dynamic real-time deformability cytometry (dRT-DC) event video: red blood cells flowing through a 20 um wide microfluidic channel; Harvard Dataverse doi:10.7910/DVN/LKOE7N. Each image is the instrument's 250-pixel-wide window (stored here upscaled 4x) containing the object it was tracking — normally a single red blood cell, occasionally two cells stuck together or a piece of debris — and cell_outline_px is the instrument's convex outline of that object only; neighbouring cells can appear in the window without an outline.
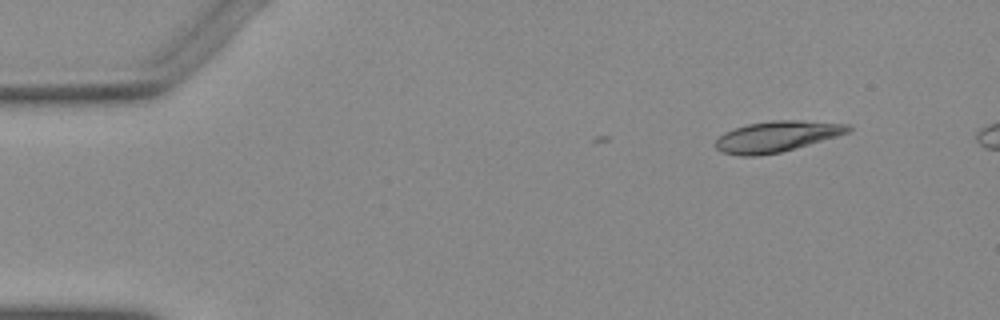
{"species": "Egyptian fruit bat (a non-hibernating species)", "species_latin": "Rousettus aegyptiacus", "temperature_condition": "warm", "stored_images_in_passage": 3, "camera_frame_rate_fps": 3000, "um_per_image_px": 0.085, "animal": {"sex": "female"}, "frame": {"image": 1, "passage_image": 1, "time_ms": 0.0, "image_size_px": [1000, 320], "cell_outline_px": [[852, 128], [848, 132], [836, 136], [796, 148], [780, 152], [756, 156], [740, 156], [720, 152], [716, 148], [716, 140], [724, 132], [748, 124], [772, 120], [804, 120], [848, 124]], "centroid_in_image_um": [66.0, 11.6], "position_along_channel_um": 19.0, "area_um2": 23.7}}